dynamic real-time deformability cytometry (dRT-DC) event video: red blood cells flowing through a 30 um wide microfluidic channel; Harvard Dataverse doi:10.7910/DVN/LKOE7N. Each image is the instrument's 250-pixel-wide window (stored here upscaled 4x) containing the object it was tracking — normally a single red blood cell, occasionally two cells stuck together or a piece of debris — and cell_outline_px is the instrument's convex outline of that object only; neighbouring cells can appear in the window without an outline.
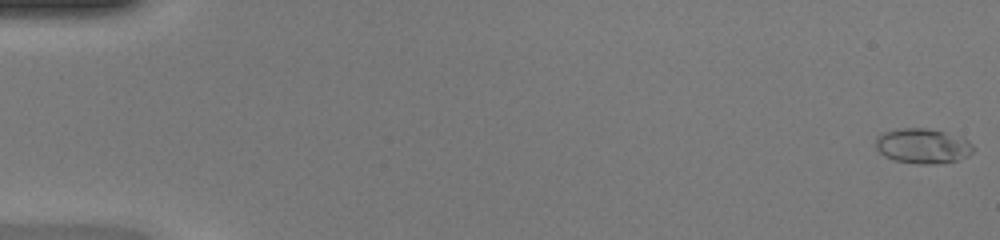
{"species": "common noctule bat (a hibernating species)", "species_latin": "Nyctalus noctula", "temperature_condition": "warm", "stored_images_in_passage": 49, "camera_frame_rate_fps": 3000, "um_per_image_px": 0.085, "animal": {"sex": "female", "body_mass_g": 20.0, "forearm_length_mm": 54.0}, "frame": {"image": 1, "passage_image": 1, "time_ms": 0.0, "image_size_px": [1000, 240], "cell_outline_px": [[976, 148], [968, 156], [956, 160], [932, 164], [920, 164], [896, 160], [884, 156], [876, 148], [876, 136], [884, 132], [904, 128], [924, 128], [944, 132], [968, 140]], "centroid_in_image_um": [78.43, 12.41], "position_along_channel_um": 6.6, "area_um2": 19.65}}
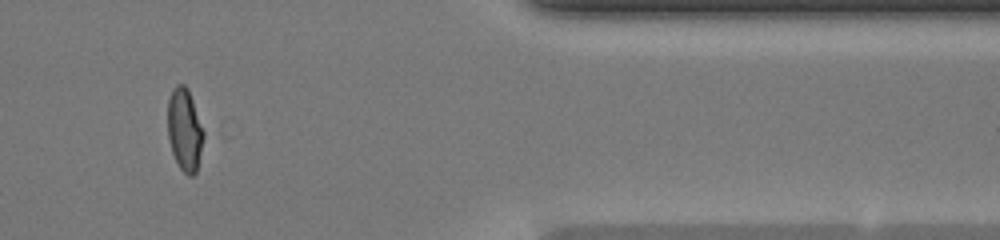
{"frame": {"image": 2, "passage_image": 42, "time_ms": 13.667, "image_size_px": [1000, 240], "cell_outline_px": [[208, 136], [196, 172], [192, 176], [188, 176], [180, 168], [172, 152], [168, 136], [168, 100], [172, 88], [176, 84], [184, 84], [188, 88]], "centroid_in_image_um": [15.76, 11.03], "position_along_channel_um": 395.6, "area_um2": 18.09}}
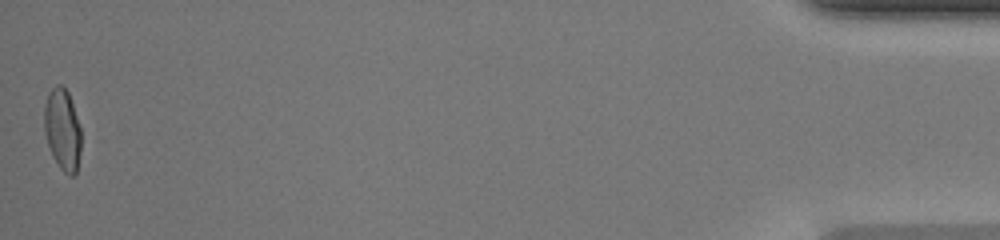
{"frame": {"image": 3, "passage_image": 49, "time_ms": 16.0, "image_size_px": [1000, 240], "cell_outline_px": [[80, 152], [76, 176], [68, 176], [60, 168], [52, 156], [44, 132], [44, 104], [48, 92], [56, 84], [60, 84], [68, 92], [80, 128]], "centroid_in_image_um": [5.29, 11.03], "position_along_channel_um": 429.9, "area_um2": 17.57}, "authors_computed_cell_mechanics": {"area_um2": 17.4556, "velocity_mm_per_s": 4.2674, "shape_relaxation_time_tau1_ms": 0.6217, "shape_relaxation_time_tau2_ms": null, "deformation_change_tau1": 0.2494, "deformation_change_tau2": null}}